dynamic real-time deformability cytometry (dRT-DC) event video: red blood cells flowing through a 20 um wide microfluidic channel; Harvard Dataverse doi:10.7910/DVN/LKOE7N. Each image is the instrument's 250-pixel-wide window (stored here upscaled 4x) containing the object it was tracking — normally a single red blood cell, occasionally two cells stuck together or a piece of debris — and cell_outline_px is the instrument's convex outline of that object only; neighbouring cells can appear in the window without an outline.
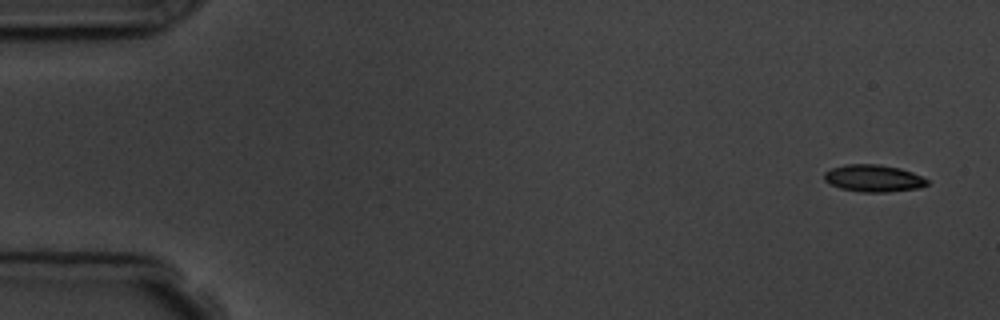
{"species": "common noctule bat (a hibernating species)", "species_latin": "Nyctalus noctula", "temperature_condition": "room temperature", "stored_images_in_passage": 5, "camera_frame_rate_fps": 3000, "um_per_image_px": 0.085, "animal": {"sex": "male", "body_mass_g": 19.5, "forearm_length_mm": 54.6}, "frame": {"image": 1, "passage_image": 1, "time_ms": 0.0, "image_size_px": [1000, 320], "cell_outline_px": [[928, 184], [920, 188], [888, 192], [860, 192], [840, 188], [824, 180], [824, 172], [832, 168], [844, 164], [880, 164], [900, 168], [912, 172], [928, 180]], "centroid_in_image_um": [74.24, 15.15], "position_along_channel_um": 10.8, "area_um2": 16.3}}
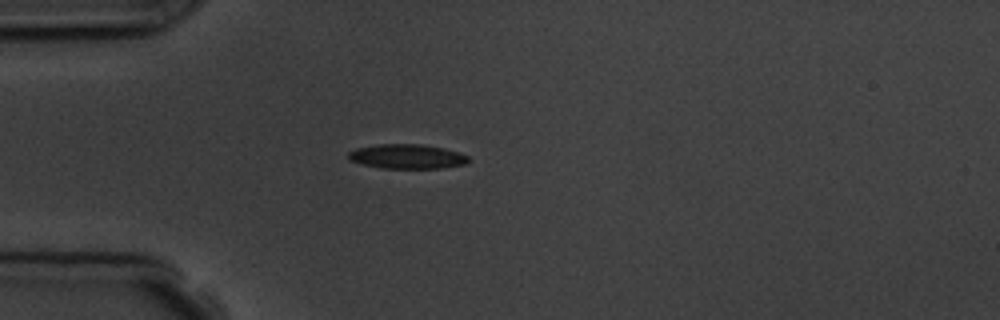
{"frame": {"image": 2, "passage_image": 5, "time_ms": 4.333, "image_size_px": [1000, 320], "cell_outline_px": [[468, 160], [464, 164], [440, 168], [380, 168], [348, 160], [348, 152], [356, 148], [380, 144], [420, 144], [444, 148], [468, 156]], "centroid_in_image_um": [34.55, 13.3], "position_along_channel_um": 50.4, "area_um2": 16.94}}